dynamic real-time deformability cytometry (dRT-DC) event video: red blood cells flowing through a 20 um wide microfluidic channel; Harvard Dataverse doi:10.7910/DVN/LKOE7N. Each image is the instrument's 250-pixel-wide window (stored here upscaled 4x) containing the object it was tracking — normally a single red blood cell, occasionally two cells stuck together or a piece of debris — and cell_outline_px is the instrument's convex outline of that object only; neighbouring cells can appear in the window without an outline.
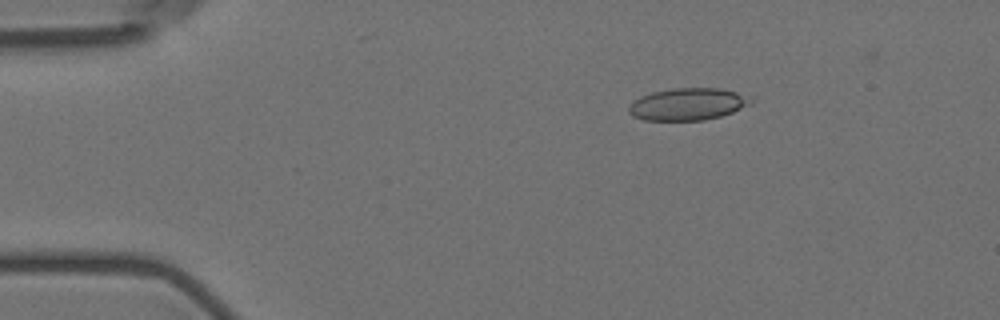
{"species": "Egyptian fruit bat (a non-hibernating species)", "species_latin": "Rousettus aegyptiacus", "temperature_condition": "room temperature", "stored_images_in_passage": 3, "camera_frame_rate_fps": 3000, "um_per_image_px": 0.085, "animal": {"sex": "female"}, "frame": {"image": 1, "passage_image": 1, "time_ms": 0.0, "image_size_px": [1000, 320], "cell_outline_px": [[756, 96], [752, 104], [732, 112], [720, 116], [704, 120], [644, 120], [632, 116], [628, 112], [628, 108], [632, 100], [640, 96], [652, 92], [672, 88], [720, 88]], "centroid_in_image_um": [58.51, 8.84], "position_along_channel_um": 26.5, "area_um2": 23.29}}